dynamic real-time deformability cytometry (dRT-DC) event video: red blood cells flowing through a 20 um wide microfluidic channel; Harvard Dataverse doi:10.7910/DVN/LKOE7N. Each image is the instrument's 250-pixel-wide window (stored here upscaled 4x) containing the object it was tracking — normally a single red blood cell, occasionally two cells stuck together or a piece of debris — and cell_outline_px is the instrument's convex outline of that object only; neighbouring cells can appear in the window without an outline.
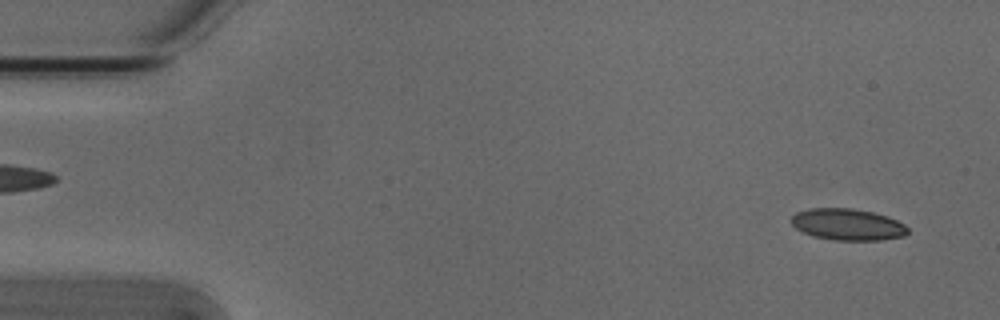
{"species": "Egyptian fruit bat (a non-hibernating species)", "species_latin": "Rousettus aegyptiacus", "temperature_condition": "cold", "stored_images_in_passage": 28, "camera_frame_rate_fps": 3000, "um_per_image_px": 0.085, "animal": {"sex": "male"}, "frame": {"image": 1, "passage_image": 3, "time_ms": 0.667, "image_size_px": [1000, 320], "cell_outline_px": [[908, 232], [904, 236], [880, 240], [832, 240], [812, 236], [796, 228], [792, 224], [792, 216], [796, 212], [808, 208], [852, 208], [872, 212], [888, 216], [904, 224], [908, 228]], "centroid_in_image_um": [72.04, 19.08], "position_along_channel_um": 13.0, "area_um2": 21.44}}
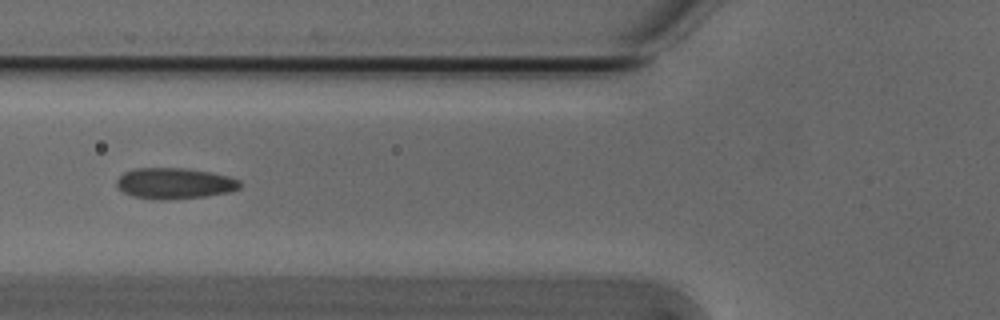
{"frame": {"image": 2, "passage_image": 20, "time_ms": 6.333, "image_size_px": [1000, 320], "cell_outline_px": [[240, 188], [228, 192], [208, 196], [164, 200], [152, 200], [132, 196], [124, 192], [116, 184], [116, 180], [124, 172], [136, 168], [184, 168], [208, 172], [228, 176], [240, 180]], "centroid_in_image_um": [14.82, 15.59], "position_along_channel_um": 111.0, "area_um2": 22.25}}
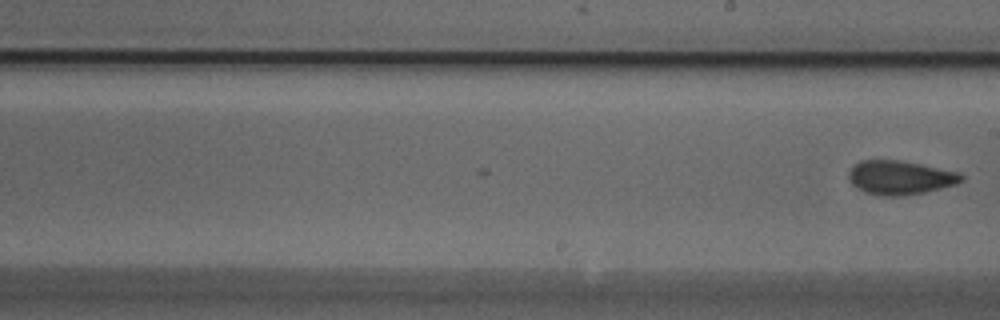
{"frame": {"image": 3, "passage_image": 28, "time_ms": 9.0, "image_size_px": [1000, 320], "cell_outline_px": [[964, 180], [956, 184], [924, 192], [904, 196], [880, 196], [864, 192], [856, 188], [848, 180], [848, 172], [852, 164], [860, 160], [896, 160], [920, 164], [960, 172], [964, 176]], "centroid_in_image_um": [76.46, 15.1], "position_along_channel_um": 212.5, "area_um2": 22.54}}